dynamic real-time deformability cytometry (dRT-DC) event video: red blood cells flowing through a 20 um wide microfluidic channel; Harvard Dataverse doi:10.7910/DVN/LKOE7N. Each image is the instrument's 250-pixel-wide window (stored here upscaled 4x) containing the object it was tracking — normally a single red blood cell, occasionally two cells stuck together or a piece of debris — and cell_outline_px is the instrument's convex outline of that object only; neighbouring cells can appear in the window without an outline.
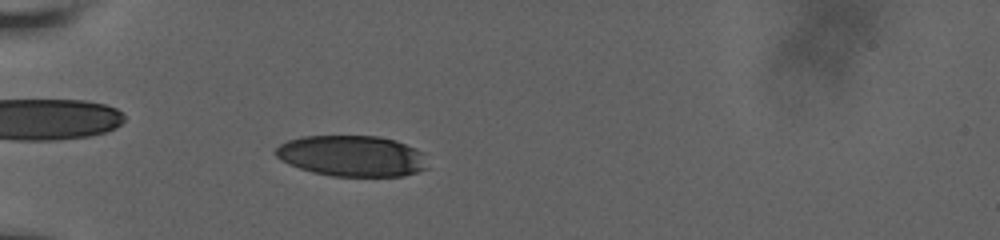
{"species": "human", "species_latin": "Homo sapiens", "temperature_condition": "room temperature", "stored_images_in_passage": 57, "camera_frame_rate_fps": 3000, "um_per_image_px": 0.085, "donor": {"sex": "male"}, "frame": {"image": 1, "passage_image": 19, "time_ms": 6.0, "image_size_px": [1000, 240], "cell_outline_px": [[428, 168], [404, 176], [332, 176], [312, 172], [288, 164], [280, 160], [272, 152], [280, 144], [288, 140], [300, 136], [376, 136], [396, 140], [416, 148], [420, 152]], "centroid_in_image_um": [29.86, 13.25], "position_along_channel_um": 55.1, "area_um2": 36.3}}
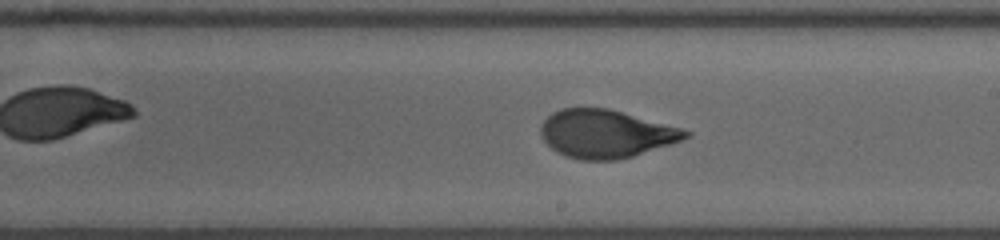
{"frame": {"image": 2, "passage_image": 35, "time_ms": 11.333, "image_size_px": [1000, 240], "cell_outline_px": [[692, 136], [632, 156], [616, 160], [580, 160], [564, 156], [556, 152], [540, 136], [540, 124], [552, 112], [560, 108], [608, 108], [684, 128], [692, 132]], "centroid_in_image_um": [51.47, 11.36], "position_along_channel_um": 237.5, "area_um2": 40.63}}
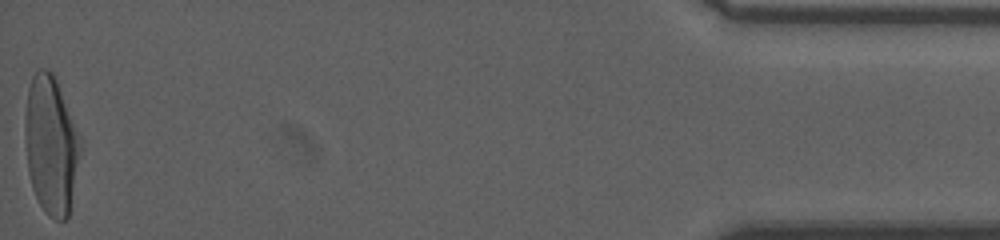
{"frame": {"image": 3, "passage_image": 57, "time_ms": 18.667, "image_size_px": [1000, 240], "cell_outline_px": [[80, 152], [68, 216], [64, 220], [56, 220], [48, 216], [44, 212], [32, 188], [28, 172], [24, 132], [24, 120], [28, 88], [32, 76], [40, 68], [48, 68], [52, 72], [56, 80], [80, 136]], "centroid_in_image_um": [4.3, 12.32], "position_along_channel_um": 430.9, "area_um2": 44.27}, "authors_computed_cell_mechanics": {"area_um2": 40.5178, "velocity_mm_per_s": 3.8006, "shape_relaxation_time_tau1_ms": 4.7175, "shape_relaxation_time_tau2_ms": null, "deformation_change_tau1": 0.2027, "deformation_change_tau2": null}}